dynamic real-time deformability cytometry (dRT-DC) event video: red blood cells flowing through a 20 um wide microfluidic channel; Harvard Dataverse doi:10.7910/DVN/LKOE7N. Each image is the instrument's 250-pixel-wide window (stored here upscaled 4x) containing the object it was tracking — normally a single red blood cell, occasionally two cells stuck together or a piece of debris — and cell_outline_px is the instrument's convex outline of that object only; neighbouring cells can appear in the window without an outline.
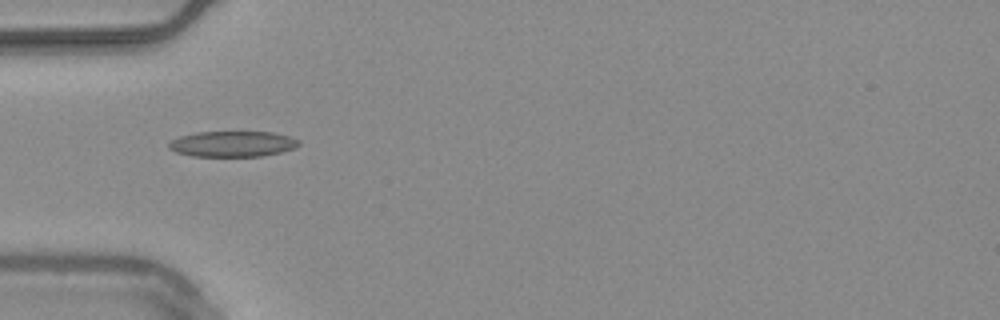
{"species": "common noctule bat (a hibernating species)", "species_latin": "Nyctalus noctula", "temperature_condition": "warm", "stored_images_in_passage": 29, "camera_frame_rate_fps": 3000, "um_per_image_px": 0.085, "animal": {"sex": "male", "body_mass_g": 20.4}, "frame": {"image": 1, "passage_image": 1, "time_ms": 0.0, "image_size_px": [1000, 320], "cell_outline_px": [[300, 144], [296, 148], [280, 152], [260, 156], [192, 156], [176, 152], [168, 148], [168, 144], [172, 140], [180, 136], [196, 132], [272, 132], [288, 136], [300, 140]], "centroid_in_image_um": [19.77, 12.23], "position_along_channel_um": 65.2, "area_um2": 19.42}}
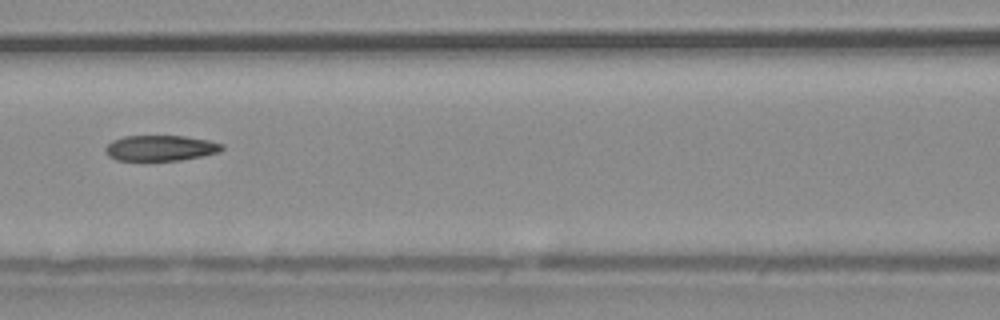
{"frame": {"image": 2, "passage_image": 8, "time_ms": 2.333, "image_size_px": [1000, 320], "cell_outline_px": [[224, 148], [220, 152], [180, 160], [116, 160], [108, 156], [104, 152], [104, 148], [112, 140], [124, 136], [184, 136], [208, 140], [224, 144]], "centroid_in_image_um": [13.62, 12.58], "position_along_channel_um": 153.0, "area_um2": 17.4}}
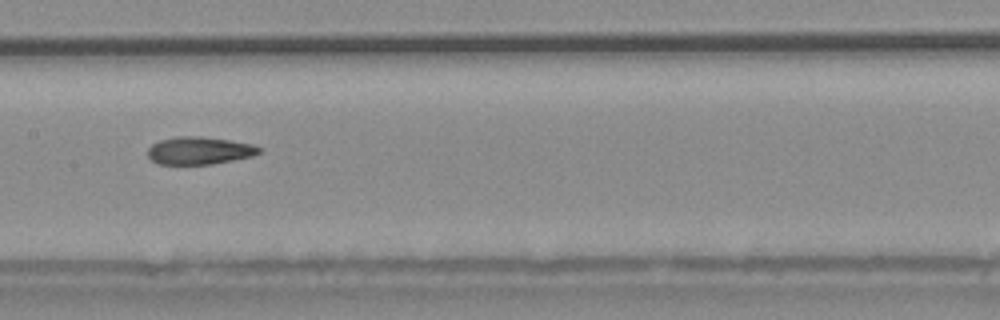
{"frame": {"image": 3, "passage_image": 11, "time_ms": 3.333, "image_size_px": [1000, 320], "cell_outline_px": [[260, 152], [252, 156], [212, 164], [156, 164], [148, 156], [148, 148], [152, 144], [160, 140], [176, 136], [200, 136], [228, 140], [252, 144], [260, 148]], "centroid_in_image_um": [16.9, 12.8], "position_along_channel_um": 190.5, "area_um2": 17.8}, "authors_computed_cell_mechanics": {"area_um2": 18.207, "velocity_mm_per_s": 3.7579, "shape_relaxation_time_tau1_ms": 11.3407, "shape_relaxation_time_tau2_ms": 4.5205, "deformation_change_tau1": 0.2393, "deformation_change_tau2": 0.1287}}